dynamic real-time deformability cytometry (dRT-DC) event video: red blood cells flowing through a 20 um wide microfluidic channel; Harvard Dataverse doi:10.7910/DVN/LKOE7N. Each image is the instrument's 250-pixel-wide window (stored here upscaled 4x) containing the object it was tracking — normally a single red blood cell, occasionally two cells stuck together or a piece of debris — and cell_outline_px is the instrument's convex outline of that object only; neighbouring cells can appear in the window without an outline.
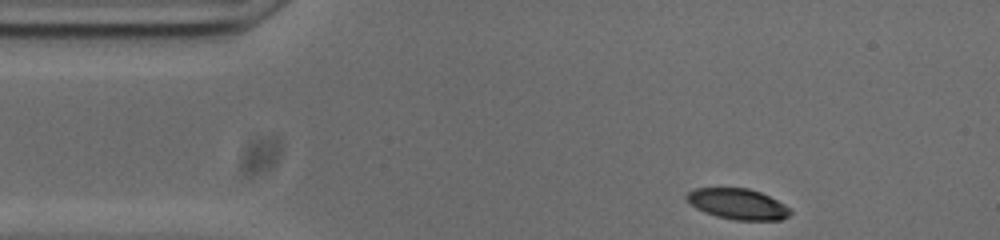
{"species": "common noctule bat (a hibernating species)", "species_latin": "Nyctalus noctula", "temperature_condition": "cold", "stored_images_in_passage": 48, "camera_frame_rate_fps": 3000, "um_per_image_px": 0.085, "animal": {"sex": "male", "body_mass_g": 20.0, "forearm_length_mm": 53.3}, "frame": {"image": 1, "passage_image": 1, "time_ms": 0.0, "image_size_px": [1000, 240], "cell_outline_px": [[792, 212], [788, 216], [780, 220], [736, 220], [716, 216], [704, 212], [696, 208], [684, 200], [684, 196], [688, 192], [696, 188], [748, 188], [760, 192], [792, 208]], "centroid_in_image_um": [62.69, 17.34], "position_along_channel_um": 22.3, "area_um2": 18.67}}
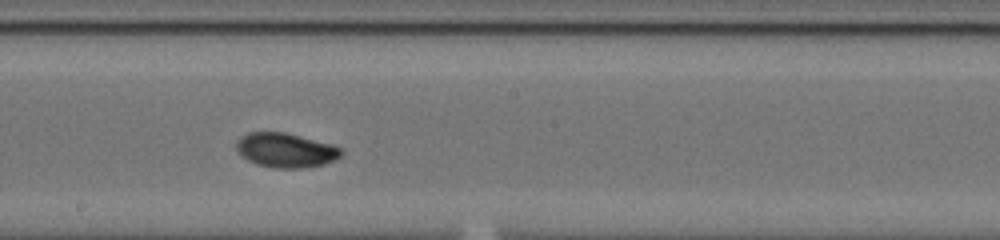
{"frame": {"image": 2, "passage_image": 22, "time_ms": 7.0, "image_size_px": [1000, 240], "cell_outline_px": [[344, 152], [340, 156], [324, 164], [304, 168], [276, 168], [256, 164], [248, 160], [236, 148], [236, 140], [240, 136], [248, 132], [284, 132], [332, 144], [344, 148]], "centroid_in_image_um": [24.3, 12.76], "position_along_channel_um": 223.9, "area_um2": 21.04}}
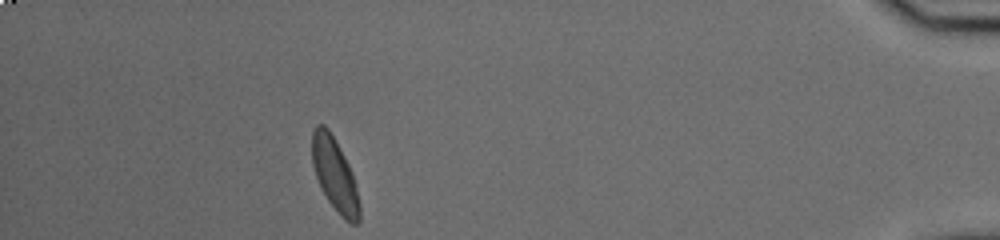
{"frame": {"image": 3, "passage_image": 42, "time_ms": 13.667, "image_size_px": [1000, 240], "cell_outline_px": [[360, 220], [356, 224], [352, 224], [344, 220], [328, 200], [316, 176], [312, 164], [312, 132], [316, 124], [324, 124], [328, 128], [340, 148], [352, 172], [360, 204]], "centroid_in_image_um": [28.46, 14.84], "position_along_channel_um": 406.7, "area_um2": 20.0}, "authors_computed_cell_mechanics": {"area_um2": 20.0855, "velocity_mm_per_s": 3.7179, "shape_relaxation_time_tau1_ms": 2.6047, "shape_relaxation_time_tau2_ms": 1.9564, "deformation_change_tau1": 0.1216, "deformation_change_tau2": 0.0533}}